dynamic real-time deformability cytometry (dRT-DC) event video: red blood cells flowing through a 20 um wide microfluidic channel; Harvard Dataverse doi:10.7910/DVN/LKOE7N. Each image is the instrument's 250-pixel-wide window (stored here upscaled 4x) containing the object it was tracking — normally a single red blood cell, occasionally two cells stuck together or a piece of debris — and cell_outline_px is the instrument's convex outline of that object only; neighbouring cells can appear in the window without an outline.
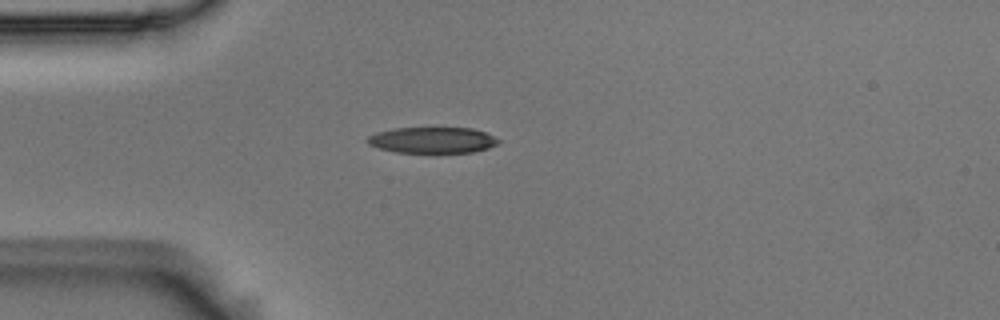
{"species": "Egyptian fruit bat (a non-hibernating species)", "species_latin": "Rousettus aegyptiacus", "temperature_condition": "room temperature", "stored_images_in_passage": 2, "camera_frame_rate_fps": 3000, "um_per_image_px": 0.085, "animal": {"sex": "male"}, "frame": {"image": 1, "passage_image": 1, "time_ms": 0.0, "image_size_px": [1000, 320], "cell_outline_px": [[500, 140], [496, 144], [488, 148], [472, 152], [396, 152], [380, 148], [368, 144], [368, 136], [376, 132], [392, 128], [472, 128], [484, 132]], "centroid_in_image_um": [36.73, 11.9], "position_along_channel_um": 48.3, "area_um2": 19.59}}